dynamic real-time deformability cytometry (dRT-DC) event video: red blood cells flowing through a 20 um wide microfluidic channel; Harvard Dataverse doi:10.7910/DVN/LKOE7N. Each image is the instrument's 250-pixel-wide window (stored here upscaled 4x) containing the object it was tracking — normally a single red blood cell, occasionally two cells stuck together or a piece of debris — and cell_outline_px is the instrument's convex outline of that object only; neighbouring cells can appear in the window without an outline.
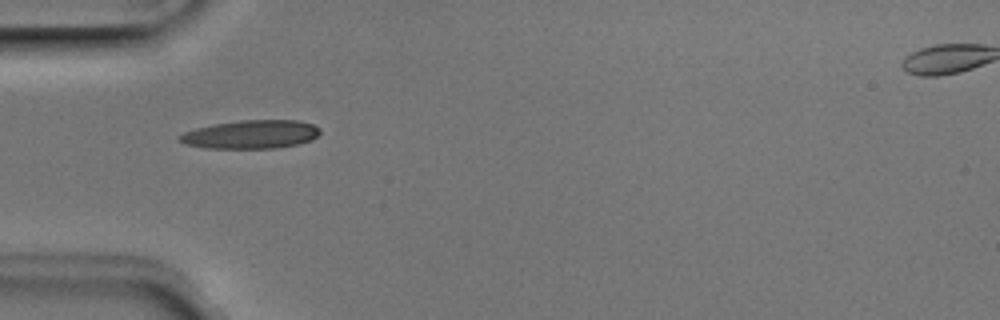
{"species": "Egyptian fruit bat (a non-hibernating species)", "species_latin": "Rousettus aegyptiacus", "temperature_condition": "room temperature", "stored_images_in_passage": 6, "camera_frame_rate_fps": 3000, "um_per_image_px": 0.085, "animal": {"sex": "male"}, "frame": {"image": 1, "passage_image": 4, "time_ms": 1.0, "image_size_px": [1000, 320], "cell_outline_px": [[320, 132], [312, 140], [296, 144], [276, 148], [208, 148], [184, 144], [176, 136], [184, 132], [196, 128], [212, 124], [240, 120], [300, 120], [312, 124], [320, 128]], "centroid_in_image_um": [21.32, 11.41], "position_along_channel_um": 63.7, "area_um2": 23.35}}
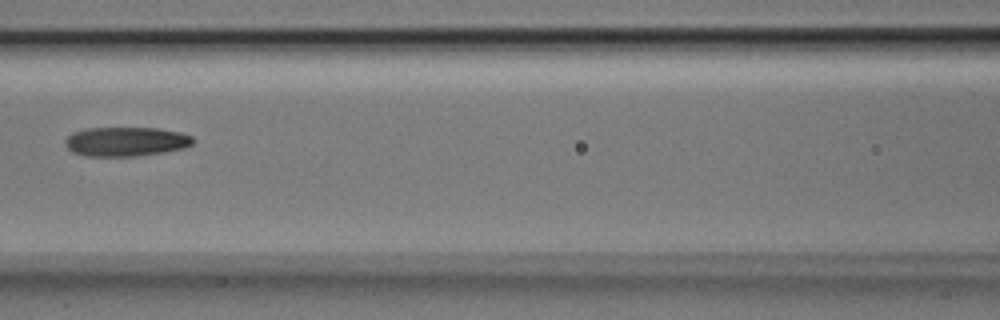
{"frame": {"image": 2, "passage_image": 6, "time_ms": 1.667, "image_size_px": [1000, 320], "cell_outline_px": [[196, 140], [192, 144], [184, 148], [164, 152], [140, 156], [84, 156], [72, 152], [64, 144], [64, 140], [72, 132], [84, 128], [160, 128], [180, 132], [192, 136]], "centroid_in_image_um": [10.7, 12.03], "position_along_channel_um": 155.9, "area_um2": 22.14}}